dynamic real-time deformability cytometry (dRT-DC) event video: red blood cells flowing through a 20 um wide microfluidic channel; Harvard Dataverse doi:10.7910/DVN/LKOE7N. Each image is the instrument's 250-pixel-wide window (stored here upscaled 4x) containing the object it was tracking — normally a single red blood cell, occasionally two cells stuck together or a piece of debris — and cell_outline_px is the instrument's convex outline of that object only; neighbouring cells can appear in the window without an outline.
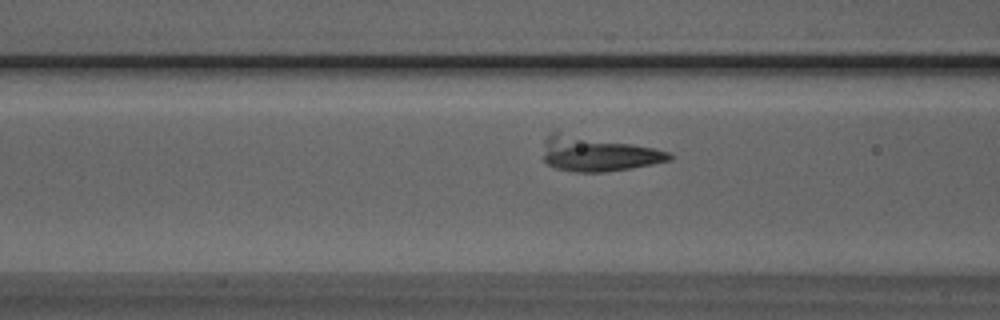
{"species": "Egyptian fruit bat (a non-hibernating species)", "species_latin": "Rousettus aegyptiacus", "temperature_condition": "room temperature", "stored_images_in_passage": 18, "camera_frame_rate_fps": 3000, "um_per_image_px": 0.085, "animal": {"sex": "male"}, "frame": {"image": 1, "passage_image": 16, "time_ms": 5.0, "image_size_px": [1000, 320], "cell_outline_px": [[676, 156], [672, 160], [632, 168], [604, 172], [576, 172], [556, 168], [548, 164], [544, 160], [544, 140], [552, 132], [556, 132], [632, 144], [652, 148], [668, 152]], "centroid_in_image_um": [50.81, 13.1], "position_along_channel_um": 115.8, "area_um2": 25.2}}